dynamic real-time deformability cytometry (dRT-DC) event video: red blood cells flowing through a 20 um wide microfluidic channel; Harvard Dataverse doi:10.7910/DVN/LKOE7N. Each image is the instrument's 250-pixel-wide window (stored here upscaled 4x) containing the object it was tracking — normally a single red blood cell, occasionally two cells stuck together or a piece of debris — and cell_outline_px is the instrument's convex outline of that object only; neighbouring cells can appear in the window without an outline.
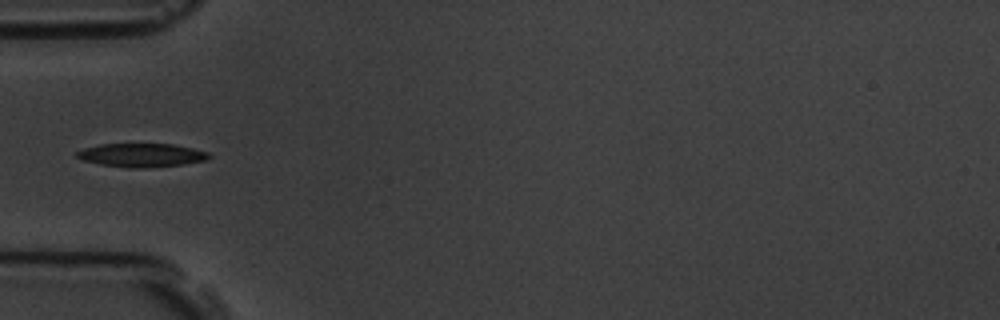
{"species": "common noctule bat (a hibernating species)", "species_latin": "Nyctalus noctula", "temperature_condition": "room temperature", "stored_images_in_passage": 1, "camera_frame_rate_fps": 3000, "um_per_image_px": 0.085, "animal": {"sex": "male", "body_mass_g": 19.5, "forearm_length_mm": 54.6}, "frame": {"image": 1, "passage_image": 1, "time_ms": 0.0, "image_size_px": [1000, 320], "cell_outline_px": [[212, 156], [204, 160], [184, 164], [144, 168], [128, 168], [100, 164], [84, 160], [76, 156], [76, 152], [84, 148], [100, 144], [172, 144], [192, 148], [208, 152]], "centroid_in_image_um": [12.03, 13.19], "position_along_channel_um": 73.0, "area_um2": 18.03}}